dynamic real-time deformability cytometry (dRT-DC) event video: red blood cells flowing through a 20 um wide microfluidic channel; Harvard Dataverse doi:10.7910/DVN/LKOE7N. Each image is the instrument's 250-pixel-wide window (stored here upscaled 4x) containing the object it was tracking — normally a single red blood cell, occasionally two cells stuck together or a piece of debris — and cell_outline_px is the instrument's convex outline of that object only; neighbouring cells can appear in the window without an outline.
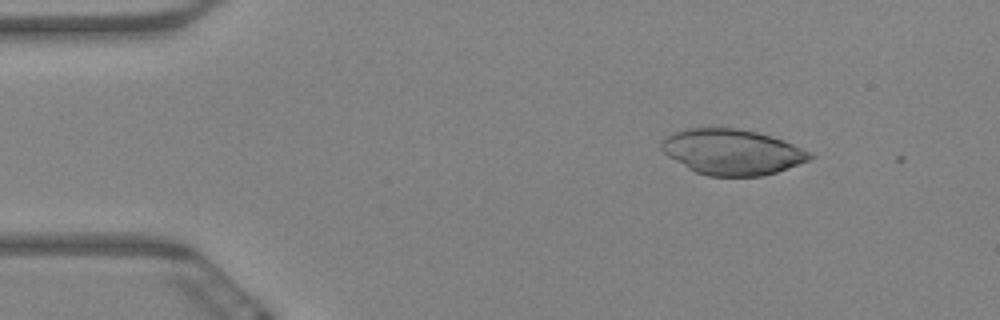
{"species": "Egyptian fruit bat (a non-hibernating species)", "species_latin": "Rousettus aegyptiacus", "temperature_condition": "warm", "stored_images_in_passage": 2, "camera_frame_rate_fps": 3000, "um_per_image_px": 0.085, "animal": {"sex": "female"}, "frame": {"image": 1, "passage_image": 1, "time_ms": 0.0, "image_size_px": [1000, 320], "cell_outline_px": [[816, 156], [808, 160], [776, 172], [760, 176], [708, 176], [696, 172], [688, 168], [668, 156], [660, 148], [660, 144], [672, 132], [684, 128], [736, 128], [756, 132], [784, 140]], "centroid_in_image_um": [62.19, 12.91], "position_along_channel_um": 22.8, "area_um2": 39.02}}